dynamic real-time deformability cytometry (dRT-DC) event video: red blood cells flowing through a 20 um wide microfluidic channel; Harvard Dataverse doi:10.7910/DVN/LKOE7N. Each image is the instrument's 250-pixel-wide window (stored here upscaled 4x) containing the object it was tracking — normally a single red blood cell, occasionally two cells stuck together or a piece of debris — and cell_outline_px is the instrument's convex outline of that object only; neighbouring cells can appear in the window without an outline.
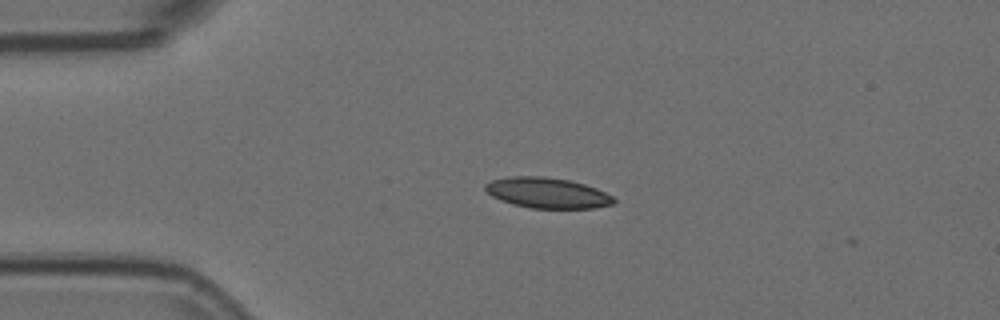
{"species": "Egyptian fruit bat (a non-hibernating species)", "species_latin": "Rousettus aegyptiacus", "temperature_condition": "room temperature", "stored_images_in_passage": 4, "camera_frame_rate_fps": 3000, "um_per_image_px": 0.085, "animal": {"sex": "female"}, "frame": {"image": 1, "passage_image": 1, "time_ms": 0.0, "image_size_px": [1000, 320], "cell_outline_px": [[616, 204], [592, 208], [528, 208], [512, 204], [500, 200], [492, 196], [484, 188], [484, 184], [492, 180], [512, 176], [544, 176], [568, 180], [584, 184], [596, 188], [612, 196], [616, 200]], "centroid_in_image_um": [46.52, 16.4], "position_along_channel_um": 38.5, "area_um2": 22.89}}